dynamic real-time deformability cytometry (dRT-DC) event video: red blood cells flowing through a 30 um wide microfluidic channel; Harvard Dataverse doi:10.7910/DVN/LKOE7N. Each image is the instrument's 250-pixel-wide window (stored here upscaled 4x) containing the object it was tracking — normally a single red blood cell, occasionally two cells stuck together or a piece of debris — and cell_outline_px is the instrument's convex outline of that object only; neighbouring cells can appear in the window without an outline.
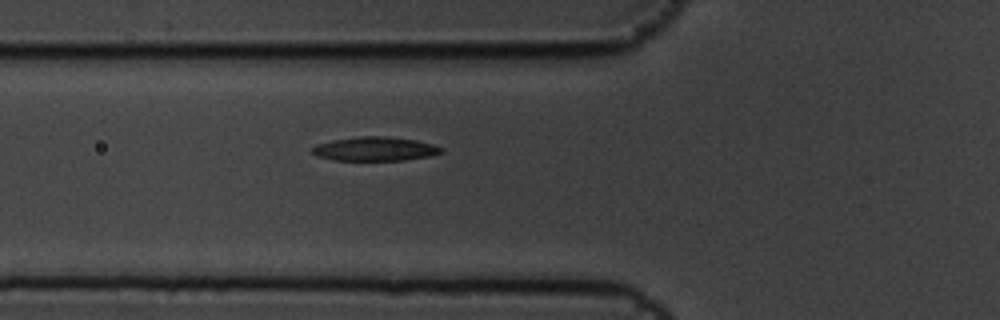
{"species": "common noctule bat (a hibernating species)", "species_latin": "Nyctalus noctula", "temperature_condition": "cold", "stored_images_in_passage": 7, "camera_frame_rate_fps": 3000, "um_per_image_px": 0.085, "animal": {"sex": "male", "body_mass_g": 19.5, "forearm_length_mm": 54.6}, "frame": {"image": 1, "passage_image": 7, "time_ms": 2.0, "image_size_px": [1000, 320], "cell_outline_px": [[444, 148], [440, 152], [432, 156], [404, 160], [332, 160], [316, 156], [308, 148], [316, 144], [332, 140], [360, 136], [384, 136], [416, 140], [432, 144]], "centroid_in_image_um": [31.82, 12.66], "position_along_channel_um": 94.0, "area_um2": 18.15}}